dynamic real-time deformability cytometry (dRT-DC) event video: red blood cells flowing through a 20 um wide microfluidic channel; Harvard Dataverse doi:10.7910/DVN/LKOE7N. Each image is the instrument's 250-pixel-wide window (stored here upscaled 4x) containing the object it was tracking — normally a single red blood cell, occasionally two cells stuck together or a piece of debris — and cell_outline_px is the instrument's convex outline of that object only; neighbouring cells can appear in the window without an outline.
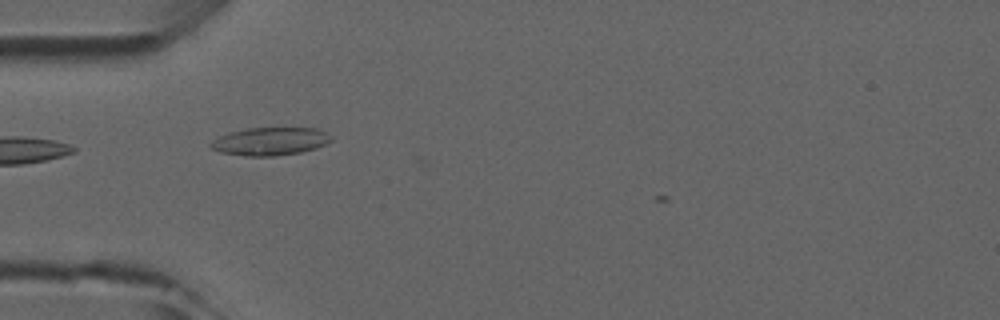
{"species": "common noctule bat (a hibernating species)", "species_latin": "Nyctalus noctula", "temperature_condition": "room temperature", "stored_images_in_passage": 4, "camera_frame_rate_fps": 3000, "um_per_image_px": 0.085, "animal": {"sex": "male", "forearm_length_mm": 52.5}, "frame": {"image": 1, "passage_image": 1, "time_ms": 0.0, "image_size_px": [1000, 320], "cell_outline_px": [[332, 140], [328, 144], [316, 148], [300, 152], [272, 156], [244, 156], [220, 152], [212, 148], [208, 144], [212, 140], [228, 132], [248, 128], [316, 128], [328, 132], [332, 136]], "centroid_in_image_um": [22.98, 12.01], "position_along_channel_um": 62.0, "area_um2": 19.77}}
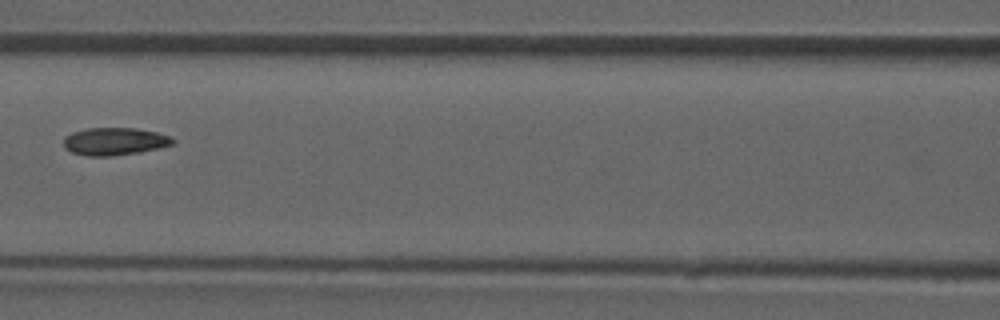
{"frame": {"image": 2, "passage_image": 3, "time_ms": 2.333, "image_size_px": [1000, 320], "cell_outline_px": [[176, 140], [172, 144], [140, 152], [112, 156], [88, 156], [72, 152], [64, 148], [64, 136], [72, 132], [88, 128], [136, 128], [156, 132], [172, 136]], "centroid_in_image_um": [9.73, 12.01], "position_along_channel_um": 156.9, "area_um2": 17.57}}
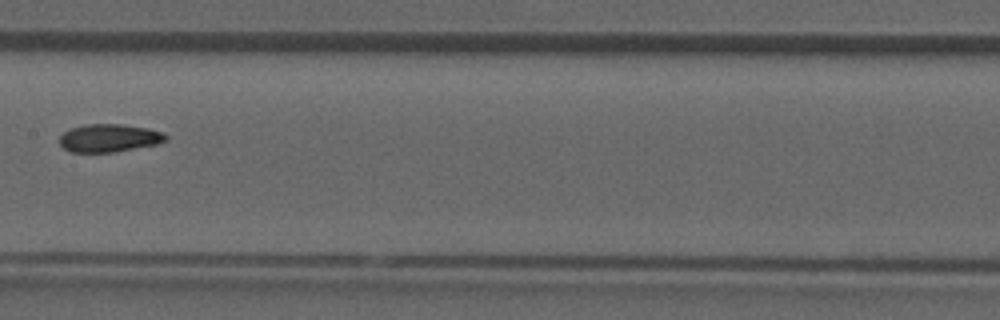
{"frame": {"image": 3, "passage_image": 4, "time_ms": 3.333, "image_size_px": [1000, 320], "cell_outline_px": [[168, 140], [156, 144], [116, 152], [68, 152], [60, 144], [60, 136], [64, 132], [72, 128], [84, 124], [120, 124], [148, 128], [164, 132], [168, 136]], "centroid_in_image_um": [9.3, 11.73], "position_along_channel_um": 198.1, "area_um2": 17.4}}